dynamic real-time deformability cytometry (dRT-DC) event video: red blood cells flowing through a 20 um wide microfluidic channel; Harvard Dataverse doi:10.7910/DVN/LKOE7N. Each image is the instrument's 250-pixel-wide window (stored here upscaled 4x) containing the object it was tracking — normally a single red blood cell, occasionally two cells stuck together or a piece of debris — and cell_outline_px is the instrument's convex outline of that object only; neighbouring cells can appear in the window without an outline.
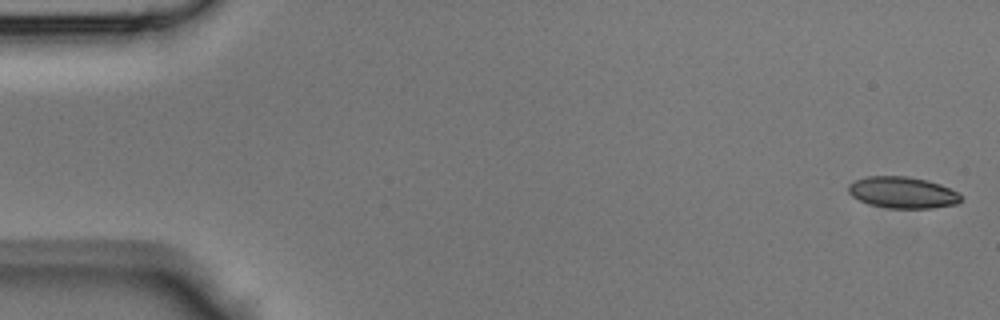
{"species": "Egyptian fruit bat (a non-hibernating species)", "species_latin": "Rousettus aegyptiacus", "temperature_condition": "room temperature", "stored_images_in_passage": 45, "camera_frame_rate_fps": 3000, "um_per_image_px": 0.085, "animal": {"sex": "male"}, "frame": {"image": 1, "passage_image": 1, "time_ms": 0.0, "image_size_px": [1000, 320], "cell_outline_px": [[964, 196], [956, 204], [932, 208], [888, 208], [868, 204], [852, 196], [848, 192], [848, 184], [856, 180], [868, 176], [908, 176], [928, 180], [940, 184], [960, 192]], "centroid_in_image_um": [76.75, 16.36], "position_along_channel_um": 8.3, "area_um2": 20.81}}
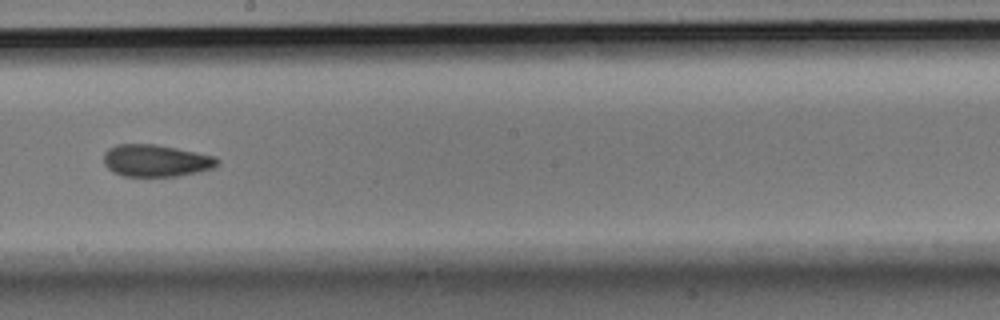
{"frame": {"image": 2, "passage_image": 25, "time_ms": 8.0, "image_size_px": [1000, 320], "cell_outline_px": [[220, 160], [212, 168], [180, 176], [124, 176], [112, 172], [104, 164], [104, 152], [108, 148], [116, 144], [156, 144], [216, 156]], "centroid_in_image_um": [13.23, 13.65], "position_along_channel_um": 235.0, "area_um2": 21.27}}
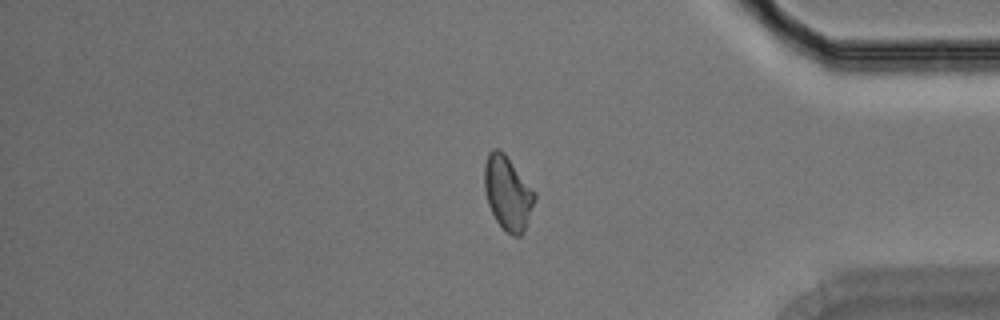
{"frame": {"image": 3, "passage_image": 37, "time_ms": 12.0, "image_size_px": [1000, 320], "cell_outline_px": [[536, 200], [524, 232], [520, 236], [512, 236], [496, 220], [488, 204], [484, 188], [484, 164], [488, 152], [492, 148], [500, 148], [504, 152], [536, 192]], "centroid_in_image_um": [43.16, 16.37], "position_along_channel_um": 392.0, "area_um2": 21.85}}